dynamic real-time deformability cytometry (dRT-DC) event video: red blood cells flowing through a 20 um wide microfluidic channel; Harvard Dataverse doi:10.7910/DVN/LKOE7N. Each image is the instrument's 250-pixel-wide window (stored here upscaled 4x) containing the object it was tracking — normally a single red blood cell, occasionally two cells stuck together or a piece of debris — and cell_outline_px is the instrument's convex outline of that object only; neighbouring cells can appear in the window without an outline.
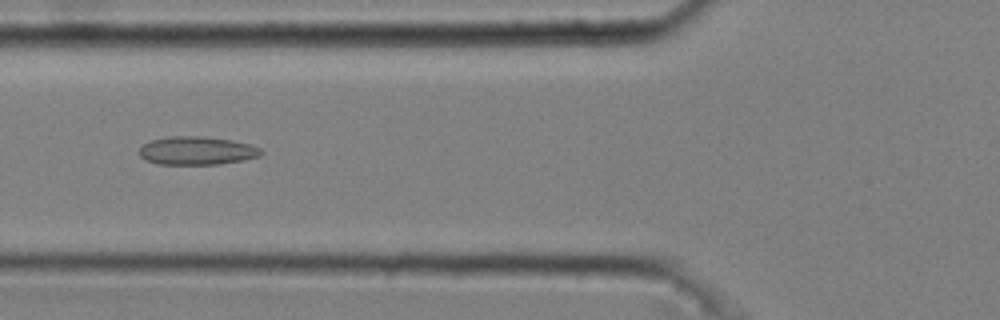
{"species": "common noctule bat (a hibernating species)", "species_latin": "Nyctalus noctula", "temperature_condition": "cold", "stored_images_in_passage": 42, "camera_frame_rate_fps": 3000, "um_per_image_px": 0.085, "animal": {"sex": "male", "body_mass_g": 20.4}, "frame": {"image": 1, "passage_image": 15, "time_ms": 4.667, "image_size_px": [1000, 320], "cell_outline_px": [[264, 152], [260, 156], [244, 160], [220, 164], [156, 164], [144, 160], [140, 156], [140, 148], [144, 144], [152, 140], [168, 136], [204, 136], [232, 140], [252, 144], [260, 148]], "centroid_in_image_um": [16.76, 12.81], "position_along_channel_um": 109.0, "area_um2": 20.29}}
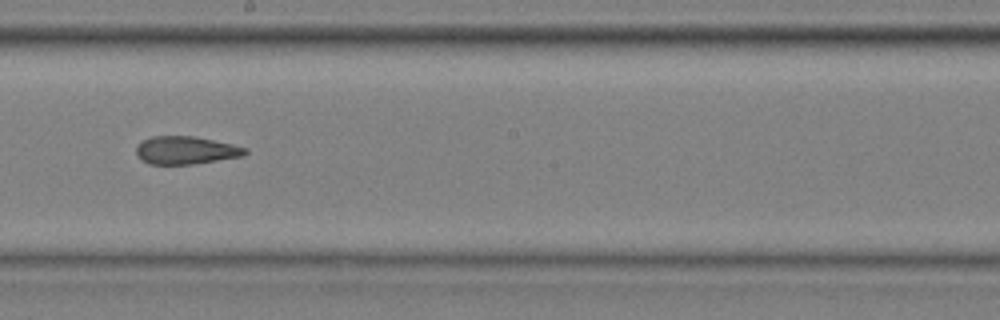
{"frame": {"image": 2, "passage_image": 25, "time_ms": 8.0, "image_size_px": [1000, 320], "cell_outline_px": [[248, 152], [244, 156], [192, 164], [148, 164], [136, 152], [136, 148], [144, 140], [152, 136], [192, 136], [232, 144], [248, 148]], "centroid_in_image_um": [15.84, 12.77], "position_along_channel_um": 232.4, "area_um2": 17.46}}
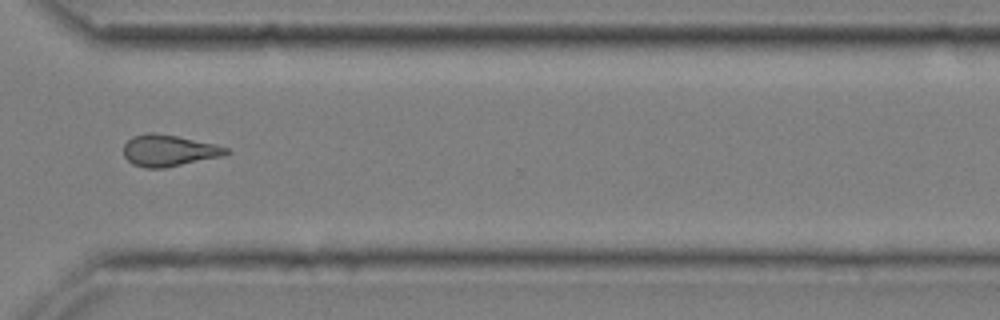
{"frame": {"image": 3, "passage_image": 35, "time_ms": 11.333, "image_size_px": [1000, 320], "cell_outline_px": [[232, 152], [220, 156], [164, 168], [144, 168], [132, 164], [124, 156], [124, 144], [132, 136], [148, 132], [152, 132], [176, 136], [216, 144], [228, 148]], "centroid_in_image_um": [14.32, 12.79], "position_along_channel_um": 356.3, "area_um2": 18.73}, "authors_computed_cell_mechanics": {"area_um2": 18.7561, "velocity_mm_per_s": 3.6993, "shape_relaxation_time_tau1_ms": null, "shape_relaxation_time_tau2_ms": 3.1131, "deformation_change_tau1": null, "deformation_change_tau2": 0.1121}}